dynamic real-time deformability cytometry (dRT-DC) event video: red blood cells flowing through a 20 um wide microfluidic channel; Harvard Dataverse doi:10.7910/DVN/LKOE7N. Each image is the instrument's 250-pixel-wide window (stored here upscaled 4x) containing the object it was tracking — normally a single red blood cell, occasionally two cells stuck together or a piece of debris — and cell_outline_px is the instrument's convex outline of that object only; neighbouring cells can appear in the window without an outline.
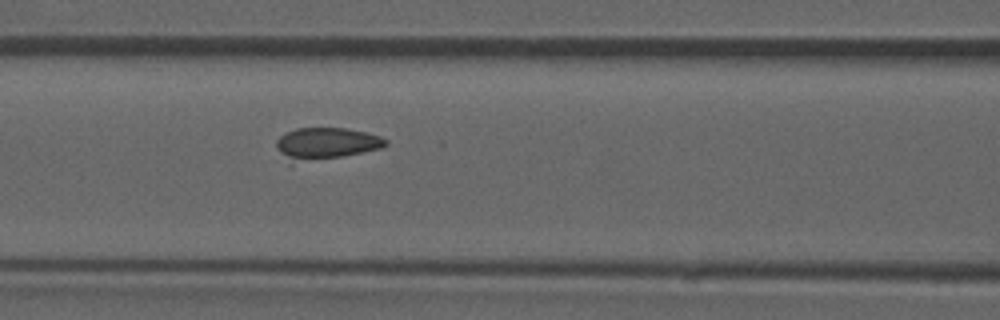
{"species": "common noctule bat (a hibernating species)", "species_latin": "Nyctalus noctula", "temperature_condition": "room temperature", "stored_images_in_passage": 36, "camera_frame_rate_fps": 3000, "um_per_image_px": 0.085, "animal": {"sex": "male", "forearm_length_mm": 52.5}, "frame": {"image": 1, "passage_image": 11, "time_ms": 3.333, "image_size_px": [1000, 320], "cell_outline_px": [[388, 144], [380, 148], [340, 156], [292, 164], [276, 148], [276, 140], [280, 136], [296, 128], [348, 128], [368, 132], [380, 136], [388, 140]], "centroid_in_image_um": [27.69, 12.19], "position_along_channel_um": 138.9, "area_um2": 20.17}}